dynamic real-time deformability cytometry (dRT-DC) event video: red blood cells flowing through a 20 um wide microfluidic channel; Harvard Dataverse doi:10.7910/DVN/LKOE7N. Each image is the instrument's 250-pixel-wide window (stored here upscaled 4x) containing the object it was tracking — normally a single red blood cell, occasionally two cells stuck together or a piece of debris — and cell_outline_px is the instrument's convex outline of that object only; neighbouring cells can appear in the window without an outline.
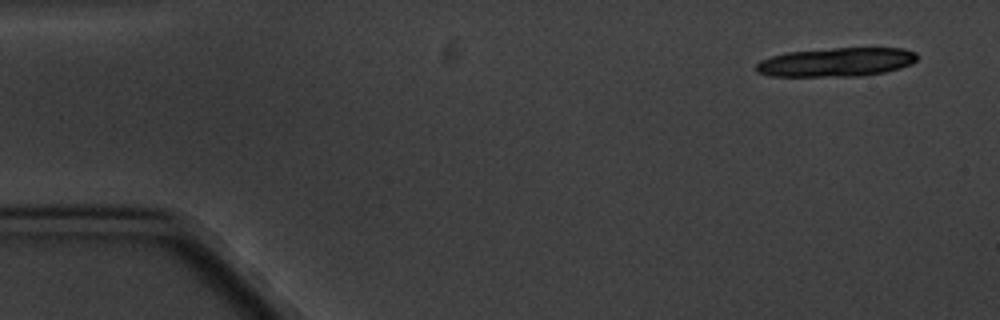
{"species": "common noctule bat (a hibernating species)", "species_latin": "Nyctalus noctula", "temperature_condition": "cold", "stored_images_in_passage": 5, "camera_frame_rate_fps": 3000, "um_per_image_px": 0.085, "animal": {"sex": "male", "body_mass_g": 20.1, "forearm_length_mm": 53.5}, "frame": {"image": 1, "passage_image": 1, "time_ms": 0.0, "image_size_px": [1000, 320], "cell_outline_px": [[916, 60], [912, 64], [900, 68], [884, 72], [860, 76], [768, 76], [756, 72], [756, 64], [760, 60], [772, 56], [788, 52], [832, 48], [904, 48], [916, 52]], "centroid_in_image_um": [71.08, 5.28], "position_along_channel_um": 13.9, "area_um2": 27.11}}